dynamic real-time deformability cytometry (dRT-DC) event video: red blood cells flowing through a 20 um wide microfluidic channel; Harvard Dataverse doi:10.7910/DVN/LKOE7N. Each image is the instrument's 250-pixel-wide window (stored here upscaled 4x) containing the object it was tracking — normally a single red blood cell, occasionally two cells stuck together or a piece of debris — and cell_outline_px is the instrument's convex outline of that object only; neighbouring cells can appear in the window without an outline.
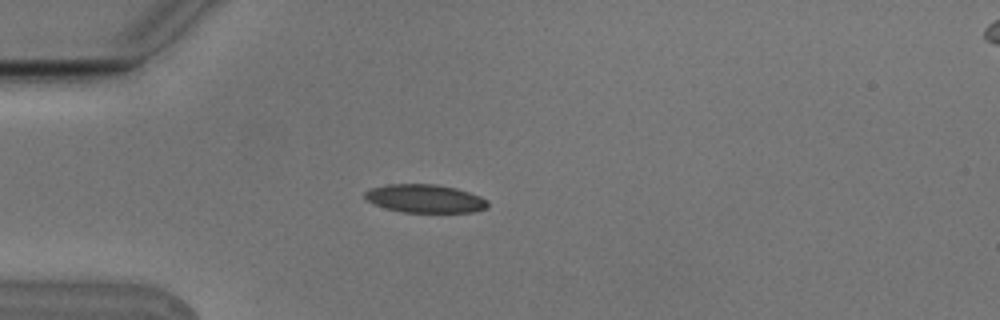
{"species": "Egyptian fruit bat (a non-hibernating species)", "species_latin": "Rousettus aegyptiacus", "temperature_condition": "cold", "stored_images_in_passage": 5, "camera_frame_rate_fps": 3000, "um_per_image_px": 0.085, "animal": {"sex": "male"}, "frame": {"image": 1, "passage_image": 4, "time_ms": 1.0, "image_size_px": [1000, 320], "cell_outline_px": [[488, 208], [472, 212], [404, 212], [388, 208], [376, 204], [368, 200], [364, 196], [364, 192], [368, 188], [388, 184], [436, 184], [456, 188], [480, 196], [488, 200]], "centroid_in_image_um": [36.14, 16.87], "position_along_channel_um": 48.9, "area_um2": 20.17}}